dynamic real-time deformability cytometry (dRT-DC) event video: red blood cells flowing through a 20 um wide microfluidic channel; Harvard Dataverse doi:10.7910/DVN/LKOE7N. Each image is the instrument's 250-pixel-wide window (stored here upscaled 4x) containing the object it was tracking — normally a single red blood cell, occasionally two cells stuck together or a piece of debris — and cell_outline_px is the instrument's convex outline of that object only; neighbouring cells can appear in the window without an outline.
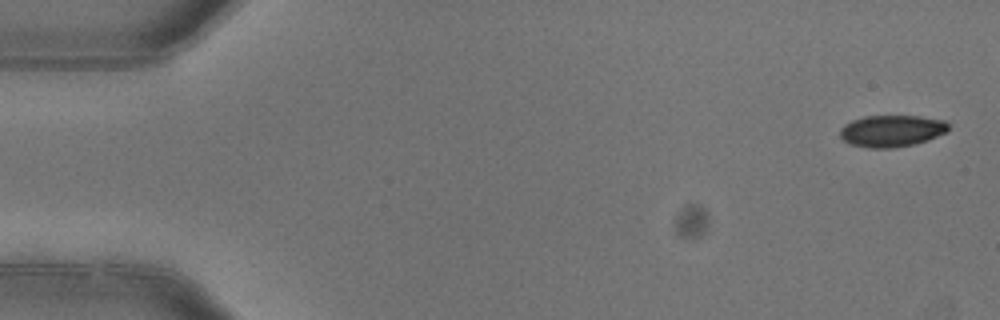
{"species": "common noctule bat (a hibernating species)", "species_latin": "Nyctalus noctula", "temperature_condition": "warm", "stored_images_in_passage": 4, "camera_frame_rate_fps": 3000, "um_per_image_px": 0.085, "animal": {"sex": "female"}, "frame": {"image": 1, "passage_image": 1, "time_ms": 0.0, "image_size_px": [1000, 320], "cell_outline_px": [[948, 132], [928, 140], [912, 144], [892, 148], [868, 148], [852, 144], [844, 140], [840, 136], [840, 128], [844, 124], [852, 120], [864, 116], [920, 116], [944, 120], [948, 124]], "centroid_in_image_um": [75.79, 11.12], "position_along_channel_um": 9.2, "area_um2": 20.06}}
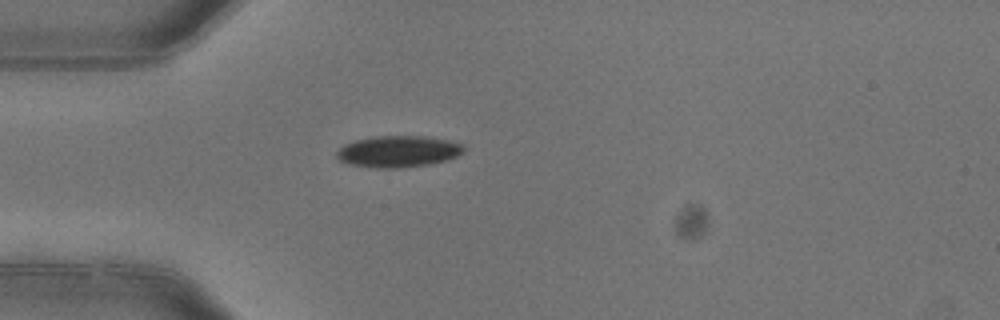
{"frame": {"image": 2, "passage_image": 4, "time_ms": 1.0, "image_size_px": [1000, 320], "cell_outline_px": [[464, 152], [456, 156], [444, 160], [428, 164], [396, 168], [376, 168], [352, 164], [340, 160], [336, 156], [336, 152], [344, 144], [356, 140], [376, 136], [424, 136], [448, 140], [464, 144]], "centroid_in_image_um": [33.85, 12.86], "position_along_channel_um": 51.1, "area_um2": 23.06}}